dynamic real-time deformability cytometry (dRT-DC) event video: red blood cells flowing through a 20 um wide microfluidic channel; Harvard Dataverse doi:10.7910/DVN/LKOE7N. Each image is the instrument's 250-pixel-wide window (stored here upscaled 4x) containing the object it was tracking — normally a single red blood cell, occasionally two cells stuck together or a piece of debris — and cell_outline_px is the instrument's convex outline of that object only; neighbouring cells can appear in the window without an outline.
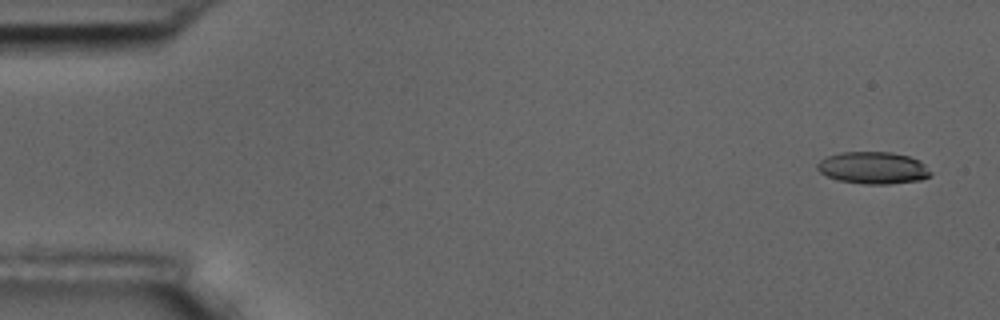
{"species": "common noctule bat (a hibernating species)", "species_latin": "Nyctalus noctula", "temperature_condition": "room temperature", "stored_images_in_passage": 5, "camera_frame_rate_fps": 3000, "um_per_image_px": 0.085, "animal": {"sex": "male", "body_mass_g": 17.5, "forearm_length_mm": 52.3}, "frame": {"image": 1, "passage_image": 1, "time_ms": 0.0, "image_size_px": [1000, 320], "cell_outline_px": [[932, 176], [920, 180], [888, 184], [864, 184], [840, 180], [828, 176], [820, 172], [816, 168], [816, 164], [820, 160], [828, 156], [840, 152], [892, 152], [908, 156], [920, 160], [932, 172]], "centroid_in_image_um": [74.24, 14.26], "position_along_channel_um": 10.8, "area_um2": 21.21}}
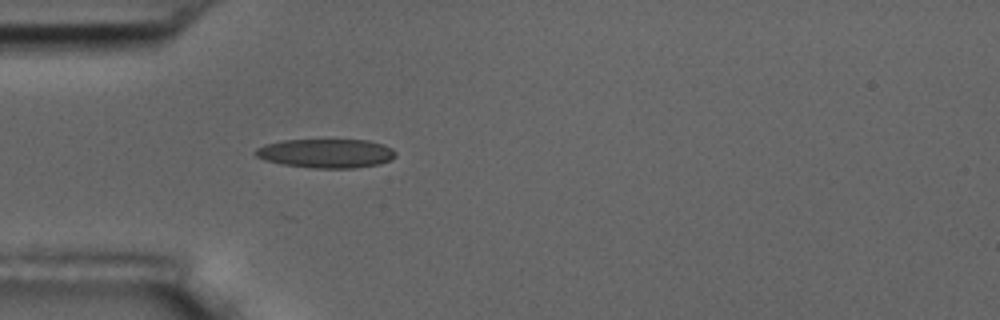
{"frame": {"image": 2, "passage_image": 5, "time_ms": 4.667, "image_size_px": [1000, 320], "cell_outline_px": [[396, 156], [392, 160], [380, 164], [352, 168], [308, 168], [284, 164], [264, 160], [256, 156], [252, 152], [256, 148], [264, 144], [284, 140], [368, 140], [384, 144], [392, 148], [396, 152]], "centroid_in_image_um": [27.72, 13.03], "position_along_channel_um": 57.3, "area_um2": 23.93}}